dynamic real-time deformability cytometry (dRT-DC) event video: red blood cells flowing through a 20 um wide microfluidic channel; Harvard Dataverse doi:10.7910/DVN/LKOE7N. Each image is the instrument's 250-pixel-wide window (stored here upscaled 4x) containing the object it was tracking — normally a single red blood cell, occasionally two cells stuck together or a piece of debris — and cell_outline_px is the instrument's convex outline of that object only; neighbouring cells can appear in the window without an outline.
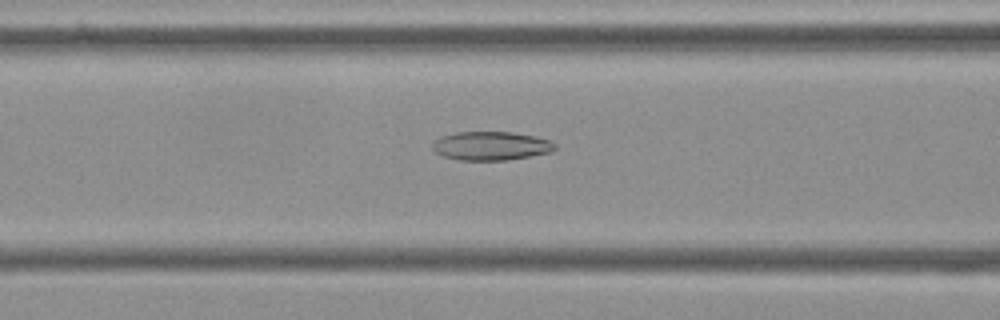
{"species": "Egyptian fruit bat (a non-hibernating species)", "species_latin": "Rousettus aegyptiacus", "temperature_condition": "cold", "stored_images_in_passage": 55, "camera_frame_rate_fps": 3000, "um_per_image_px": 0.085, "frame": {"image": 1, "passage_image": 22, "time_ms": 7.0, "image_size_px": [1000, 320], "cell_outline_px": [[556, 148], [548, 152], [508, 160], [460, 160], [444, 156], [436, 152], [432, 148], [432, 144], [440, 136], [456, 132], [512, 132], [536, 136], [548, 140], [556, 144]], "centroid_in_image_um": [41.71, 12.39], "position_along_channel_um": 124.9, "area_um2": 20.35}}
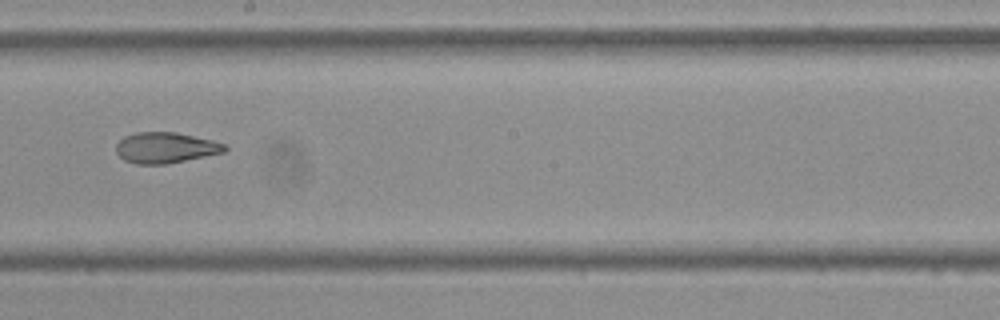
{"frame": {"image": 2, "passage_image": 31, "time_ms": 10.0, "image_size_px": [1000, 320], "cell_outline_px": [[228, 148], [224, 152], [164, 164], [136, 164], [124, 160], [116, 152], [116, 144], [124, 136], [136, 132], [176, 132], [212, 140], [224, 144]], "centroid_in_image_um": [14.04, 12.55], "position_along_channel_um": 234.2, "area_um2": 19.31}}
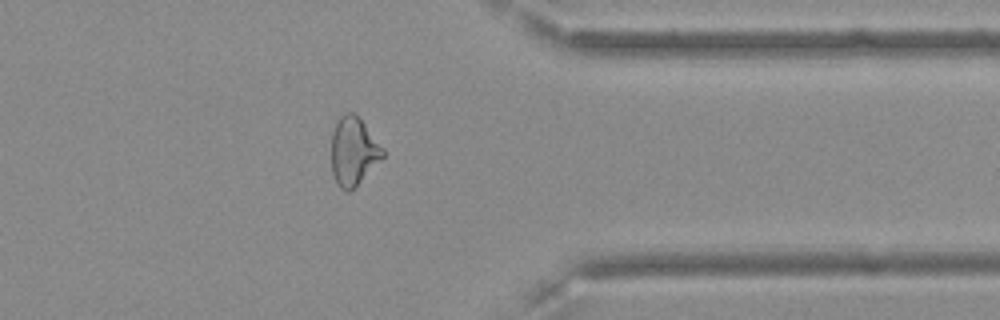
{"frame": {"image": 3, "passage_image": 44, "time_ms": 14.333, "image_size_px": [1000, 320], "cell_outline_px": [[384, 156], [348, 192], [340, 188], [336, 184], [332, 172], [332, 132], [340, 116], [344, 112], [356, 112], [384, 148]], "centroid_in_image_um": [30.03, 12.8], "position_along_channel_um": 381.4, "area_um2": 20.29}, "authors_computed_cell_mechanics": {"area_um2": 22.1374, "velocity_mm_per_s": 3.6371, "shape_relaxation_time_tau1_ms": null, "shape_relaxation_time_tau2_ms": 2.3022, "deformation_change_tau1": null, "deformation_change_tau2": 0.091}}